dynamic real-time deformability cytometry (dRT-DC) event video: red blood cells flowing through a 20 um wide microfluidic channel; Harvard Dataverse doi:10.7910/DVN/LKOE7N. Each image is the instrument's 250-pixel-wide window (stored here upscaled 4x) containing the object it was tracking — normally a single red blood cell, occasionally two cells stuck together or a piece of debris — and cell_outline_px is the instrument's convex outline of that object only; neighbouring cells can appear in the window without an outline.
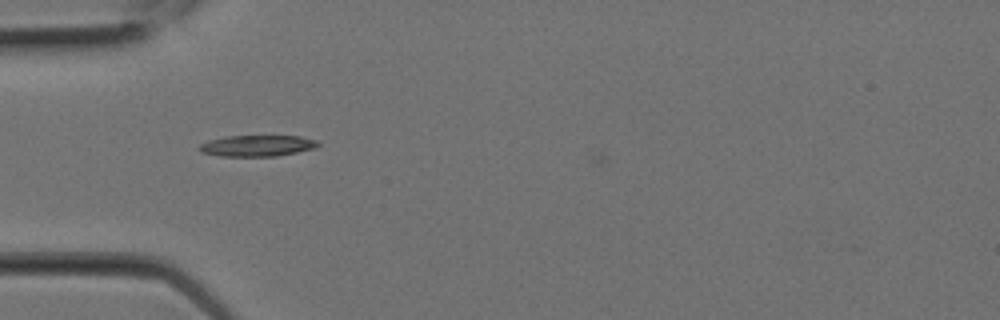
{"species": "Egyptian fruit bat (a non-hibernating species)", "species_latin": "Rousettus aegyptiacus", "temperature_condition": "room temperature", "stored_images_in_passage": 3, "camera_frame_rate_fps": 3000, "um_per_image_px": 0.085, "animal": {"sex": "female"}, "frame": {"image": 1, "passage_image": 2, "time_ms": 0.333, "image_size_px": [1000, 320], "cell_outline_px": [[320, 144], [316, 148], [276, 156], [220, 156], [200, 152], [200, 144], [208, 140], [228, 136], [300, 136], [316, 140]], "centroid_in_image_um": [21.87, 12.38], "position_along_channel_um": 63.1, "area_um2": 14.57}}